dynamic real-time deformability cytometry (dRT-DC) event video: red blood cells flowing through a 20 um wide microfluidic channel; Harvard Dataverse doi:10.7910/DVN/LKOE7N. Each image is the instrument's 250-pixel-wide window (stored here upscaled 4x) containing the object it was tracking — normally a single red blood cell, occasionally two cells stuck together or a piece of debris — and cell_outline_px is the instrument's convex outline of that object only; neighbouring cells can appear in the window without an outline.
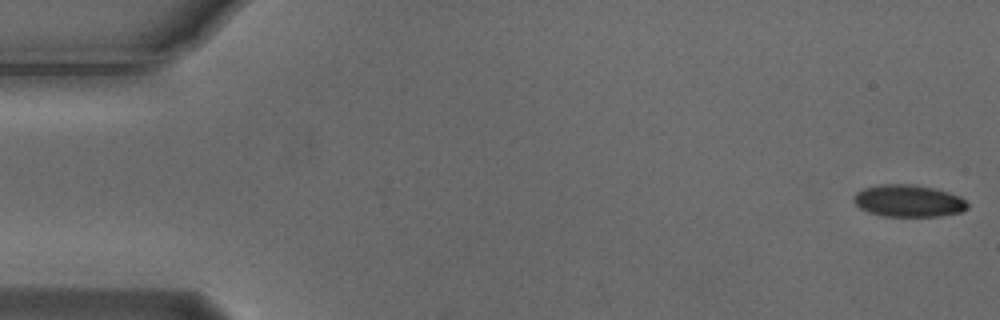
{"species": "Egyptian fruit bat (a non-hibernating species)", "species_latin": "Rousettus aegyptiacus", "temperature_condition": "cold", "stored_images_in_passage": 5, "camera_frame_rate_fps": 3000, "um_per_image_px": 0.085, "animal": {"sex": "male"}, "frame": {"image": 1, "passage_image": 1, "time_ms": 0.0, "image_size_px": [1000, 320], "cell_outline_px": [[968, 208], [960, 212], [940, 216], [884, 216], [868, 212], [860, 208], [852, 200], [852, 196], [856, 192], [864, 188], [876, 184], [912, 184], [932, 188], [948, 192], [960, 196], [968, 204]], "centroid_in_image_um": [77.18, 17.07], "position_along_channel_um": 7.8, "area_um2": 21.33}}
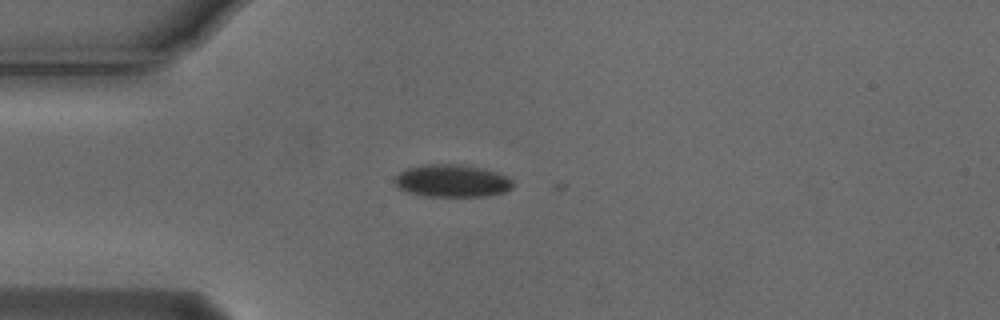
{"frame": {"image": 2, "passage_image": 4, "time_ms": 1.0, "image_size_px": [1000, 320], "cell_outline_px": [[512, 188], [504, 192], [484, 196], [424, 196], [408, 192], [400, 188], [392, 180], [400, 172], [408, 168], [424, 164], [460, 164], [484, 168], [508, 176], [512, 180]], "centroid_in_image_um": [38.43, 15.36], "position_along_channel_um": 46.6, "area_um2": 22.43}}